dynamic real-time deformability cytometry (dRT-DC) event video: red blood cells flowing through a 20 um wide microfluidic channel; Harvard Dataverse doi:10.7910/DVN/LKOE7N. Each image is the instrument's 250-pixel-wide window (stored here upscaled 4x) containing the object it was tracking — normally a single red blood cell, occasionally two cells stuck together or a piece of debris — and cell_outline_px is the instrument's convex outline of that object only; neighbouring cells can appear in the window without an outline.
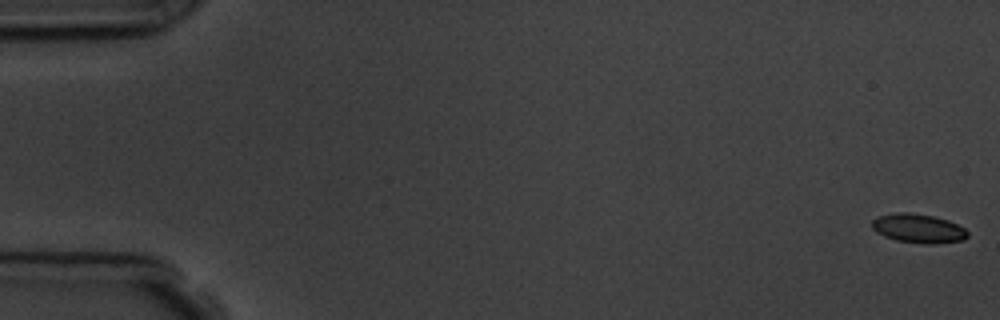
{"species": "common noctule bat (a hibernating species)", "species_latin": "Nyctalus noctula", "temperature_condition": "room temperature", "stored_images_in_passage": 7, "camera_frame_rate_fps": 3000, "um_per_image_px": 0.085, "animal": {"sex": "male", "body_mass_g": 19.5, "forearm_length_mm": 54.6}, "frame": {"image": 1, "passage_image": 1, "time_ms": 0.0, "image_size_px": [1000, 320], "cell_outline_px": [[968, 236], [964, 240], [932, 244], [924, 244], [896, 240], [884, 236], [876, 232], [872, 228], [872, 220], [876, 216], [896, 212], [908, 212], [932, 216], [948, 220], [964, 228], [968, 232]], "centroid_in_image_um": [78.03, 19.41], "position_along_channel_um": 7.0, "area_um2": 16.24}}
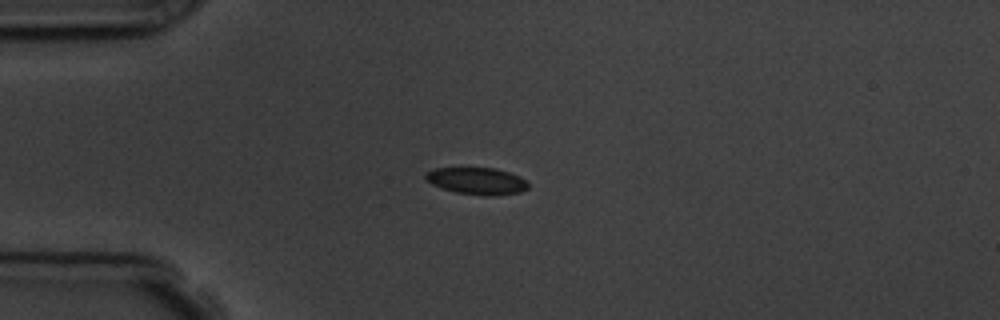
{"frame": {"image": 2, "passage_image": 5, "time_ms": 4.667, "image_size_px": [1000, 320], "cell_outline_px": [[528, 188], [520, 192], [492, 196], [484, 196], [456, 192], [440, 188], [424, 180], [424, 176], [428, 172], [436, 168], [496, 168], [520, 176], [528, 184]], "centroid_in_image_um": [40.52, 15.39], "position_along_channel_um": 44.5, "area_um2": 16.13}}